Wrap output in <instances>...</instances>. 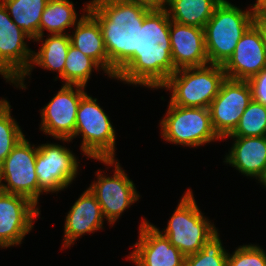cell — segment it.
Instances as JSON below:
<instances>
[{"instance_id":"obj_29","label":"cell","mask_w":266,"mask_h":266,"mask_svg":"<svg viewBox=\"0 0 266 266\" xmlns=\"http://www.w3.org/2000/svg\"><path fill=\"white\" fill-rule=\"evenodd\" d=\"M230 252L227 266H266V249L259 243H243Z\"/></svg>"},{"instance_id":"obj_2","label":"cell","mask_w":266,"mask_h":266,"mask_svg":"<svg viewBox=\"0 0 266 266\" xmlns=\"http://www.w3.org/2000/svg\"><path fill=\"white\" fill-rule=\"evenodd\" d=\"M150 11L134 2L89 7L88 12L101 27L113 81L131 62L133 53L138 51L139 26Z\"/></svg>"},{"instance_id":"obj_5","label":"cell","mask_w":266,"mask_h":266,"mask_svg":"<svg viewBox=\"0 0 266 266\" xmlns=\"http://www.w3.org/2000/svg\"><path fill=\"white\" fill-rule=\"evenodd\" d=\"M194 195L192 188H187L169 216L167 226L161 229L154 225L185 256L200 251L204 243L220 230L214 220L204 215Z\"/></svg>"},{"instance_id":"obj_34","label":"cell","mask_w":266,"mask_h":266,"mask_svg":"<svg viewBox=\"0 0 266 266\" xmlns=\"http://www.w3.org/2000/svg\"><path fill=\"white\" fill-rule=\"evenodd\" d=\"M119 2H134V0H88L89 7H94L95 5H103L109 3H119Z\"/></svg>"},{"instance_id":"obj_24","label":"cell","mask_w":266,"mask_h":266,"mask_svg":"<svg viewBox=\"0 0 266 266\" xmlns=\"http://www.w3.org/2000/svg\"><path fill=\"white\" fill-rule=\"evenodd\" d=\"M12 21L33 41L40 36L42 13L49 0H0Z\"/></svg>"},{"instance_id":"obj_22","label":"cell","mask_w":266,"mask_h":266,"mask_svg":"<svg viewBox=\"0 0 266 266\" xmlns=\"http://www.w3.org/2000/svg\"><path fill=\"white\" fill-rule=\"evenodd\" d=\"M80 14L72 0H49L40 21V36L49 34H69L70 30L89 10L88 0L82 3Z\"/></svg>"},{"instance_id":"obj_28","label":"cell","mask_w":266,"mask_h":266,"mask_svg":"<svg viewBox=\"0 0 266 266\" xmlns=\"http://www.w3.org/2000/svg\"><path fill=\"white\" fill-rule=\"evenodd\" d=\"M227 136H266V107L252 100L241 115L235 130Z\"/></svg>"},{"instance_id":"obj_3","label":"cell","mask_w":266,"mask_h":266,"mask_svg":"<svg viewBox=\"0 0 266 266\" xmlns=\"http://www.w3.org/2000/svg\"><path fill=\"white\" fill-rule=\"evenodd\" d=\"M237 6L223 0L204 27L209 64L223 66L232 56L245 31L254 23L256 12L252 4Z\"/></svg>"},{"instance_id":"obj_25","label":"cell","mask_w":266,"mask_h":266,"mask_svg":"<svg viewBox=\"0 0 266 266\" xmlns=\"http://www.w3.org/2000/svg\"><path fill=\"white\" fill-rule=\"evenodd\" d=\"M93 73H101L105 78L107 76L111 80L109 75L92 58L86 56L82 51L70 44L64 72L56 81L61 79L60 83L62 84L87 87Z\"/></svg>"},{"instance_id":"obj_6","label":"cell","mask_w":266,"mask_h":266,"mask_svg":"<svg viewBox=\"0 0 266 266\" xmlns=\"http://www.w3.org/2000/svg\"><path fill=\"white\" fill-rule=\"evenodd\" d=\"M104 165V169H96L94 180L88 188L96 196L104 218L109 227H113L130 207L138 204L142 195L137 191L136 184L130 179L117 159H93ZM112 168V171L109 169ZM114 168V169H113ZM110 171L108 174L107 172ZM112 173V174H111ZM111 174V175H110ZM138 202V203H137ZM133 205V206H132Z\"/></svg>"},{"instance_id":"obj_21","label":"cell","mask_w":266,"mask_h":266,"mask_svg":"<svg viewBox=\"0 0 266 266\" xmlns=\"http://www.w3.org/2000/svg\"><path fill=\"white\" fill-rule=\"evenodd\" d=\"M69 36L71 45L92 58L112 79V66L108 61L101 27L89 12L69 32Z\"/></svg>"},{"instance_id":"obj_4","label":"cell","mask_w":266,"mask_h":266,"mask_svg":"<svg viewBox=\"0 0 266 266\" xmlns=\"http://www.w3.org/2000/svg\"><path fill=\"white\" fill-rule=\"evenodd\" d=\"M100 105L98 98L86 93L80 100L73 142L80 140V154L90 159H117V136L115 126L108 113Z\"/></svg>"},{"instance_id":"obj_26","label":"cell","mask_w":266,"mask_h":266,"mask_svg":"<svg viewBox=\"0 0 266 266\" xmlns=\"http://www.w3.org/2000/svg\"><path fill=\"white\" fill-rule=\"evenodd\" d=\"M7 99L0 97V165L17 143L26 136L24 128L12 114L13 107Z\"/></svg>"},{"instance_id":"obj_12","label":"cell","mask_w":266,"mask_h":266,"mask_svg":"<svg viewBox=\"0 0 266 266\" xmlns=\"http://www.w3.org/2000/svg\"><path fill=\"white\" fill-rule=\"evenodd\" d=\"M87 89L80 85L62 84L40 112L39 131L52 139H70L75 132L77 110Z\"/></svg>"},{"instance_id":"obj_33","label":"cell","mask_w":266,"mask_h":266,"mask_svg":"<svg viewBox=\"0 0 266 266\" xmlns=\"http://www.w3.org/2000/svg\"><path fill=\"white\" fill-rule=\"evenodd\" d=\"M256 15L264 14L266 15V0H255L252 3Z\"/></svg>"},{"instance_id":"obj_31","label":"cell","mask_w":266,"mask_h":266,"mask_svg":"<svg viewBox=\"0 0 266 266\" xmlns=\"http://www.w3.org/2000/svg\"><path fill=\"white\" fill-rule=\"evenodd\" d=\"M134 3L149 10H165L167 0H134Z\"/></svg>"},{"instance_id":"obj_23","label":"cell","mask_w":266,"mask_h":266,"mask_svg":"<svg viewBox=\"0 0 266 266\" xmlns=\"http://www.w3.org/2000/svg\"><path fill=\"white\" fill-rule=\"evenodd\" d=\"M223 0H167L166 11L171 21L183 25L205 27L215 8Z\"/></svg>"},{"instance_id":"obj_1","label":"cell","mask_w":266,"mask_h":266,"mask_svg":"<svg viewBox=\"0 0 266 266\" xmlns=\"http://www.w3.org/2000/svg\"><path fill=\"white\" fill-rule=\"evenodd\" d=\"M170 18L166 10H151L139 26L138 51L115 81L158 91L175 72L171 56Z\"/></svg>"},{"instance_id":"obj_8","label":"cell","mask_w":266,"mask_h":266,"mask_svg":"<svg viewBox=\"0 0 266 266\" xmlns=\"http://www.w3.org/2000/svg\"><path fill=\"white\" fill-rule=\"evenodd\" d=\"M225 79L221 65L183 68L176 70L159 90L169 92L173 105L208 108Z\"/></svg>"},{"instance_id":"obj_35","label":"cell","mask_w":266,"mask_h":266,"mask_svg":"<svg viewBox=\"0 0 266 266\" xmlns=\"http://www.w3.org/2000/svg\"><path fill=\"white\" fill-rule=\"evenodd\" d=\"M259 183H260L259 185L262 187V189H265V190H266V174H265V176L260 180Z\"/></svg>"},{"instance_id":"obj_20","label":"cell","mask_w":266,"mask_h":266,"mask_svg":"<svg viewBox=\"0 0 266 266\" xmlns=\"http://www.w3.org/2000/svg\"><path fill=\"white\" fill-rule=\"evenodd\" d=\"M34 42L36 44L39 43V49L33 50L31 66L27 73L13 86L15 89L24 91L28 89L32 72L36 67L44 71H50L52 74L56 73L53 79L54 82L64 72L66 56L71 44L69 34H46L44 36H38Z\"/></svg>"},{"instance_id":"obj_19","label":"cell","mask_w":266,"mask_h":266,"mask_svg":"<svg viewBox=\"0 0 266 266\" xmlns=\"http://www.w3.org/2000/svg\"><path fill=\"white\" fill-rule=\"evenodd\" d=\"M169 34L175 71L209 64L203 28L170 20Z\"/></svg>"},{"instance_id":"obj_13","label":"cell","mask_w":266,"mask_h":266,"mask_svg":"<svg viewBox=\"0 0 266 266\" xmlns=\"http://www.w3.org/2000/svg\"><path fill=\"white\" fill-rule=\"evenodd\" d=\"M40 216L41 209L27 197L0 190V250L22 246Z\"/></svg>"},{"instance_id":"obj_7","label":"cell","mask_w":266,"mask_h":266,"mask_svg":"<svg viewBox=\"0 0 266 266\" xmlns=\"http://www.w3.org/2000/svg\"><path fill=\"white\" fill-rule=\"evenodd\" d=\"M167 102V110L158 120L162 141L192 149L222 142L213 129L208 108L181 107Z\"/></svg>"},{"instance_id":"obj_17","label":"cell","mask_w":266,"mask_h":266,"mask_svg":"<svg viewBox=\"0 0 266 266\" xmlns=\"http://www.w3.org/2000/svg\"><path fill=\"white\" fill-rule=\"evenodd\" d=\"M225 141L231 145L223 155V163L259 184L266 174V136H226L222 139Z\"/></svg>"},{"instance_id":"obj_15","label":"cell","mask_w":266,"mask_h":266,"mask_svg":"<svg viewBox=\"0 0 266 266\" xmlns=\"http://www.w3.org/2000/svg\"><path fill=\"white\" fill-rule=\"evenodd\" d=\"M251 101L247 80L226 78L222 82L218 95L208 107L213 129L221 139L235 130Z\"/></svg>"},{"instance_id":"obj_16","label":"cell","mask_w":266,"mask_h":266,"mask_svg":"<svg viewBox=\"0 0 266 266\" xmlns=\"http://www.w3.org/2000/svg\"><path fill=\"white\" fill-rule=\"evenodd\" d=\"M64 218L61 251L71 249L85 235L103 231L107 223L96 196L88 187L74 201Z\"/></svg>"},{"instance_id":"obj_18","label":"cell","mask_w":266,"mask_h":266,"mask_svg":"<svg viewBox=\"0 0 266 266\" xmlns=\"http://www.w3.org/2000/svg\"><path fill=\"white\" fill-rule=\"evenodd\" d=\"M266 67V49L260 28L253 23L223 65L226 78L248 80Z\"/></svg>"},{"instance_id":"obj_14","label":"cell","mask_w":266,"mask_h":266,"mask_svg":"<svg viewBox=\"0 0 266 266\" xmlns=\"http://www.w3.org/2000/svg\"><path fill=\"white\" fill-rule=\"evenodd\" d=\"M137 241L130 245L127 262L134 266H184L185 255L146 217L139 223Z\"/></svg>"},{"instance_id":"obj_11","label":"cell","mask_w":266,"mask_h":266,"mask_svg":"<svg viewBox=\"0 0 266 266\" xmlns=\"http://www.w3.org/2000/svg\"><path fill=\"white\" fill-rule=\"evenodd\" d=\"M31 42L33 40L12 21L0 2V77L6 84L13 87L30 68Z\"/></svg>"},{"instance_id":"obj_9","label":"cell","mask_w":266,"mask_h":266,"mask_svg":"<svg viewBox=\"0 0 266 266\" xmlns=\"http://www.w3.org/2000/svg\"><path fill=\"white\" fill-rule=\"evenodd\" d=\"M53 140L56 142L48 140L38 144L35 172L39 185V202L44 194H61L69 189L82 172L81 159L68 145L73 142L70 139Z\"/></svg>"},{"instance_id":"obj_10","label":"cell","mask_w":266,"mask_h":266,"mask_svg":"<svg viewBox=\"0 0 266 266\" xmlns=\"http://www.w3.org/2000/svg\"><path fill=\"white\" fill-rule=\"evenodd\" d=\"M38 143L23 137L0 165V190L27 197L39 208V185L35 172Z\"/></svg>"},{"instance_id":"obj_32","label":"cell","mask_w":266,"mask_h":266,"mask_svg":"<svg viewBox=\"0 0 266 266\" xmlns=\"http://www.w3.org/2000/svg\"><path fill=\"white\" fill-rule=\"evenodd\" d=\"M254 23L260 28L261 34L264 41V46L266 49V15L258 14L255 17Z\"/></svg>"},{"instance_id":"obj_30","label":"cell","mask_w":266,"mask_h":266,"mask_svg":"<svg viewBox=\"0 0 266 266\" xmlns=\"http://www.w3.org/2000/svg\"><path fill=\"white\" fill-rule=\"evenodd\" d=\"M250 85L252 100L266 107V67L247 80Z\"/></svg>"},{"instance_id":"obj_27","label":"cell","mask_w":266,"mask_h":266,"mask_svg":"<svg viewBox=\"0 0 266 266\" xmlns=\"http://www.w3.org/2000/svg\"><path fill=\"white\" fill-rule=\"evenodd\" d=\"M217 231L195 254L185 257L184 266H227L228 249Z\"/></svg>"}]
</instances>
